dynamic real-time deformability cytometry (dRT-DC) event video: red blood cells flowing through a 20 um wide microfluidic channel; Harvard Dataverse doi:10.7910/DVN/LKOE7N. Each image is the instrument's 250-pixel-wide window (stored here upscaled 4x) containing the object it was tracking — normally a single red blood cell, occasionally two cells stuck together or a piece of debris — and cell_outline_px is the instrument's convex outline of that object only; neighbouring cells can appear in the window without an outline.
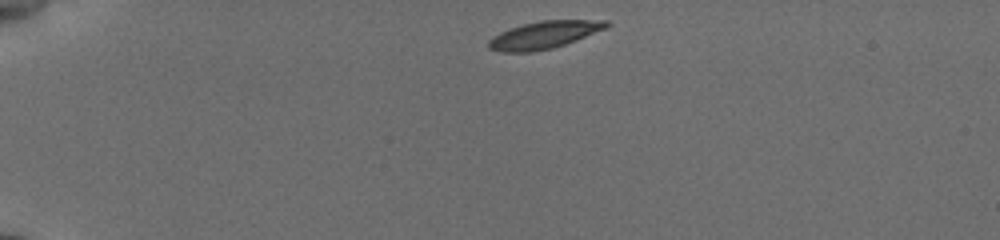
{"species": "common noctule bat (a hibernating species)", "species_latin": "Nyctalus noctula", "temperature_condition": "cold", "stored_images_in_passage": 41, "camera_frame_rate_fps": 3000, "um_per_image_px": 0.085, "animal": {"sex": "female", "body_mass_g": 19.5, "forearm_length_mm": 54.1}, "frame": {"image": 1, "passage_image": 1, "time_ms": 0.0, "image_size_px": [1000, 240], "cell_outline_px": [[612, 24], [604, 28], [576, 40], [552, 48], [532, 52], [500, 52], [488, 48], [488, 40], [492, 36], [508, 28], [540, 20], [608, 20]], "centroid_in_image_um": [46.2, 2.96], "position_along_channel_um": 38.8, "area_um2": 18.79}}
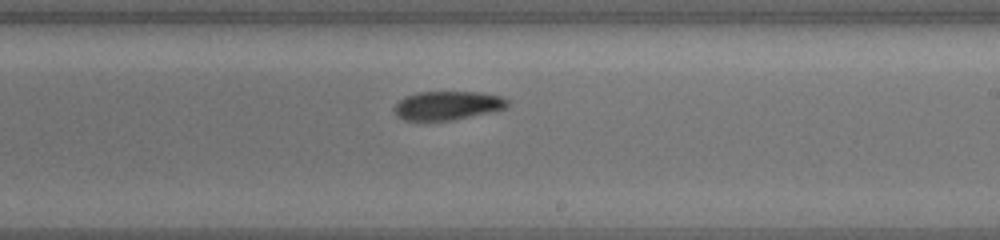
{"frame": {"image": 2, "passage_image": 23, "time_ms": 7.333, "image_size_px": [1000, 240], "cell_outline_px": [[512, 100], [504, 108], [496, 112], [452, 120], [404, 120], [396, 116], [392, 108], [404, 96], [416, 92], [480, 92], [500, 96]], "centroid_in_image_um": [38.06, 8.97], "position_along_channel_um": 250.9, "area_um2": 19.31}}
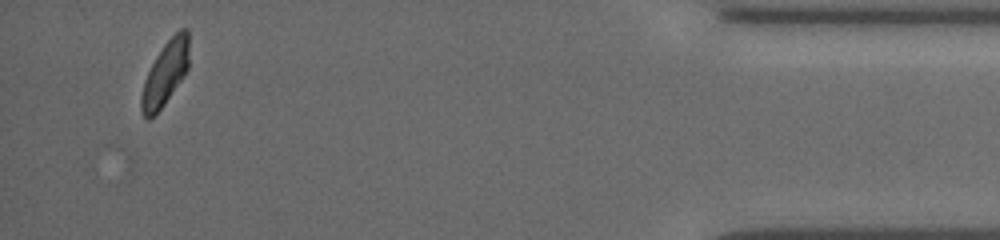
{"frame": {"image": 3, "passage_image": 41, "time_ms": 13.333, "image_size_px": [1000, 240], "cell_outline_px": [[188, 68], [184, 76], [164, 104], [148, 120], [140, 112], [140, 96], [144, 80], [156, 56], [164, 44], [180, 28], [188, 28]], "centroid_in_image_um": [14.03, 6.24], "position_along_channel_um": 421.2, "area_um2": 17.63}, "authors_computed_cell_mechanics": {"area_um2": 19.1318, "velocity_mm_per_s": 3.7892, "shape_relaxation_time_tau1_ms": 3.7198, "shape_relaxation_time_tau2_ms": 9.2873, "deformation_change_tau1": 0.1115, "deformation_change_tau2": 0.1496}}